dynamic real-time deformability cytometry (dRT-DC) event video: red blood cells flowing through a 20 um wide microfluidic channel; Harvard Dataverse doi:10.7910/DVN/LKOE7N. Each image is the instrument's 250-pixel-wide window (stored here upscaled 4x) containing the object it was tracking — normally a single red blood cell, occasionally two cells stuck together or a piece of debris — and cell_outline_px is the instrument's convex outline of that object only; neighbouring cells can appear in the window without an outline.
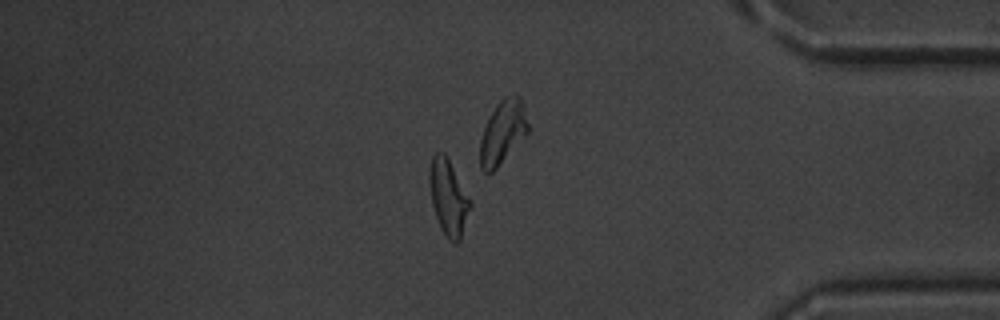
{"species": "common noctule bat (a hibernating species)", "species_latin": "Nyctalus noctula", "temperature_condition": "warm", "stored_images_in_passage": 54, "camera_frame_rate_fps": 3000, "um_per_image_px": 0.085, "animal": {"sex": "male", "body_mass_g": 20.1, "forearm_length_mm": 53.5}, "frame": {"image": 1, "passage_image": 46, "time_ms": 15.0, "image_size_px": [1000, 320], "cell_outline_px": [[472, 204], [460, 240], [456, 244], [452, 244], [448, 240], [440, 228], [432, 204], [428, 180], [428, 172], [432, 156], [436, 152], [444, 152], [472, 200]], "centroid_in_image_um": [38.11, 16.79], "position_along_channel_um": 397.1, "area_um2": 18.26}, "authors_computed_cell_mechanics": {"area_um2": 17.9469, "velocity_mm_per_s": 3.8383, "shape_relaxation_time_tau1_ms": 5.0784, "shape_relaxation_time_tau2_ms": 1.6272, "deformation_change_tau1": 0.1722, "deformation_change_tau2": 0.0854}}